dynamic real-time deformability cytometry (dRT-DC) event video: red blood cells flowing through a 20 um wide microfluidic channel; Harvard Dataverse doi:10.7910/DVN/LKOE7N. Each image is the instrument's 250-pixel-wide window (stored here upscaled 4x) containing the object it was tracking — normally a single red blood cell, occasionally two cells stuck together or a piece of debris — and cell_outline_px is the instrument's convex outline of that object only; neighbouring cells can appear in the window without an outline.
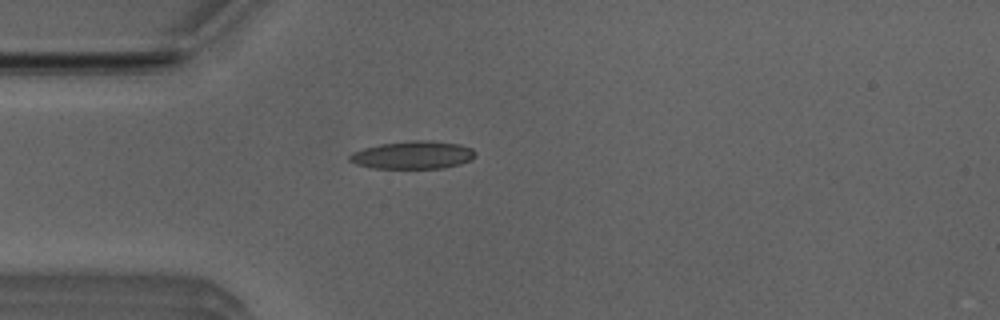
{"species": "Egyptian fruit bat (a non-hibernating species)", "species_latin": "Rousettus aegyptiacus", "temperature_condition": "room temperature", "stored_images_in_passage": 32, "camera_frame_rate_fps": 3000, "um_per_image_px": 0.085, "animal": {"sex": "male"}, "frame": {"image": 1, "passage_image": 2, "time_ms": 0.333, "image_size_px": [1000, 320], "cell_outline_px": [[476, 156], [472, 160], [460, 164], [444, 168], [372, 168], [356, 164], [348, 160], [348, 156], [352, 152], [364, 148], [380, 144], [412, 140], [432, 140], [460, 144], [472, 148], [476, 152]], "centroid_in_image_um": [35.12, 13.17], "position_along_channel_um": 49.9, "area_um2": 20.63}}
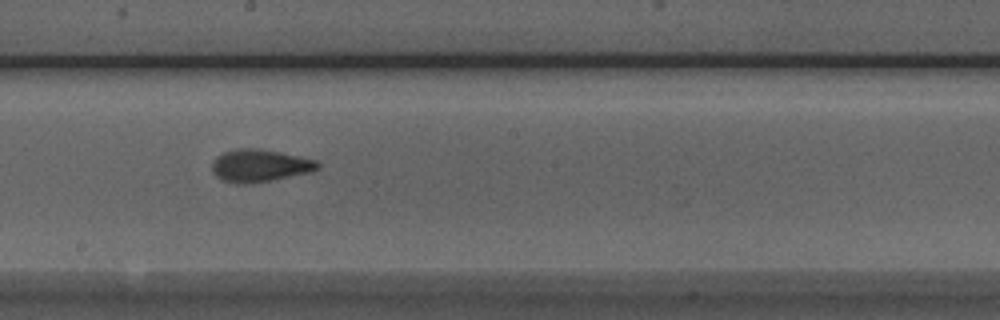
{"frame": {"image": 2, "passage_image": 16, "time_ms": 5.0, "image_size_px": [1000, 320], "cell_outline_px": [[320, 168], [312, 172], [272, 180], [244, 184], [236, 184], [224, 180], [216, 176], [212, 172], [212, 164], [216, 156], [224, 152], [236, 148], [260, 148], [300, 156], [316, 160], [320, 164]], "centroid_in_image_um": [22.09, 14.07], "position_along_channel_um": 226.1, "area_um2": 20.17}}
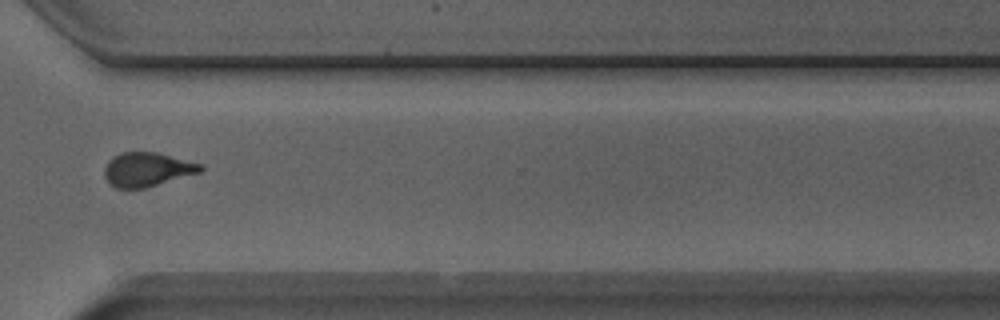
{"frame": {"image": 3, "passage_image": 26, "time_ms": 8.333, "image_size_px": [1000, 320], "cell_outline_px": [[204, 168], [200, 172], [144, 188], [116, 188], [104, 176], [104, 168], [108, 160], [112, 156], [120, 152], [156, 152], [204, 164]], "centroid_in_image_um": [12.5, 14.38], "position_along_channel_um": 358.1, "area_um2": 19.02}, "authors_computed_cell_mechanics": {"area_um2": 19.4208, "velocity_mm_per_s": 3.9634, "shape_relaxation_time_tau1_ms": 3.7436, "shape_relaxation_time_tau2_ms": 1.1474, "deformation_change_tau1": 0.1743, "deformation_change_tau2": 0.088}}